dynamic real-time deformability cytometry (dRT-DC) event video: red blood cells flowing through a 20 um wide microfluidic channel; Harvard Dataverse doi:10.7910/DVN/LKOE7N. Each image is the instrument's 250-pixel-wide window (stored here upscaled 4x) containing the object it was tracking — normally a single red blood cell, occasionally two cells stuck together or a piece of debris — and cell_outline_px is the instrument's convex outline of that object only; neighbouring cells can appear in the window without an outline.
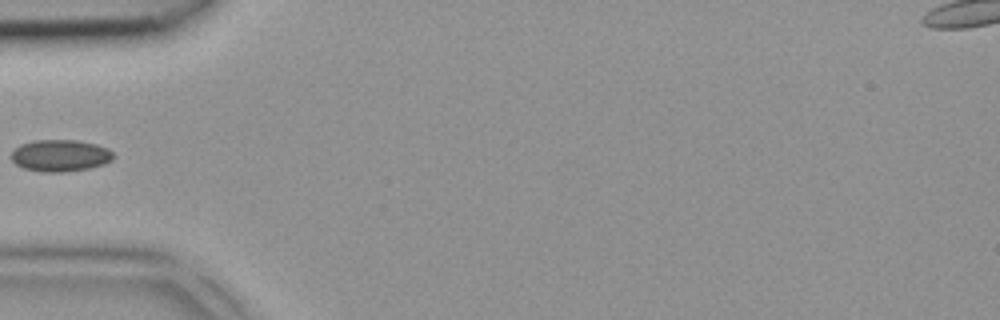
{"species": "common noctule bat (a hibernating species)", "species_latin": "Nyctalus noctula", "temperature_condition": "room temperature", "stored_images_in_passage": 1, "camera_frame_rate_fps": 3000, "um_per_image_px": 0.085, "animal": {"sex": "female", "body_mass_g": 18.4}, "frame": {"image": 1, "passage_image": 1, "time_ms": 0.0, "image_size_px": [1000, 320], "cell_outline_px": [[116, 156], [112, 160], [104, 164], [88, 168], [64, 172], [44, 172], [24, 168], [16, 164], [12, 160], [12, 152], [20, 144], [32, 140], [76, 140], [96, 144], [108, 148]], "centroid_in_image_um": [5.14, 13.21], "position_along_channel_um": 79.9, "area_um2": 18.96}}